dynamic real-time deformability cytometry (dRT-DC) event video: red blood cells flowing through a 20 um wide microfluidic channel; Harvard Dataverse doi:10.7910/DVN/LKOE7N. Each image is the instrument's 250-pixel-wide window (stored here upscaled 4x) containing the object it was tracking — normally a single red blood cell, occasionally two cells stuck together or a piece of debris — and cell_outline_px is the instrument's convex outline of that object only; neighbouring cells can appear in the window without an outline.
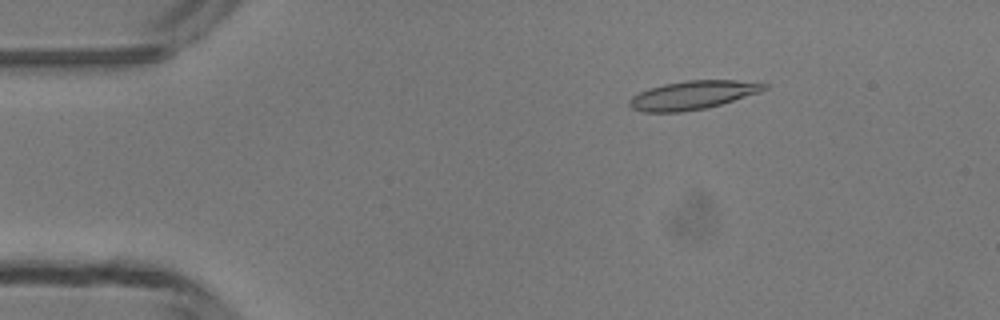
{"species": "common noctule bat (a hibernating species)", "species_latin": "Nyctalus noctula", "temperature_condition": "room temperature", "stored_images_in_passage": 48, "camera_frame_rate_fps": 3000, "um_per_image_px": 0.085, "animal": {"sex": "male", "body_mass_g": 13.3}, "frame": {"image": 1, "passage_image": 8, "time_ms": 2.333, "image_size_px": [1000, 320], "cell_outline_px": [[768, 88], [760, 92], [708, 108], [680, 112], [644, 112], [632, 108], [628, 104], [628, 100], [632, 96], [648, 88], [664, 84], [688, 80], [736, 80], [768, 84]], "centroid_in_image_um": [58.87, 8.08], "position_along_channel_um": 26.1, "area_um2": 22.43}}
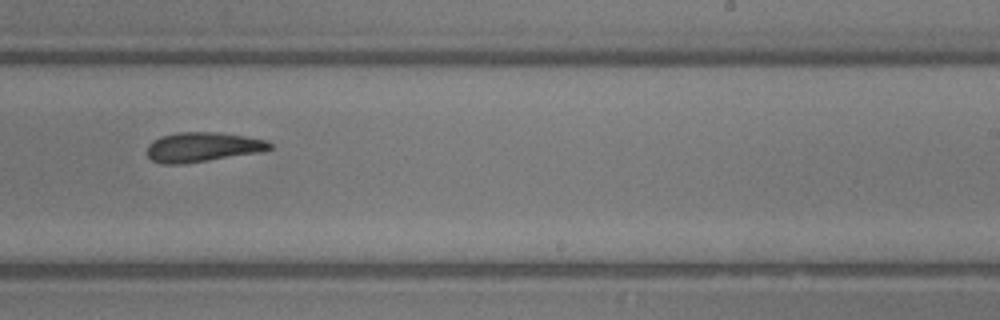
{"frame": {"image": 2, "passage_image": 30, "time_ms": 9.667, "image_size_px": [1000, 320], "cell_outline_px": [[272, 148], [256, 152], [184, 164], [160, 164], [152, 160], [148, 156], [148, 144], [152, 140], [160, 136], [180, 132], [216, 132], [244, 136], [268, 140], [272, 144]], "centroid_in_image_um": [17.17, 12.49], "position_along_channel_um": 271.8, "area_um2": 20.98}}
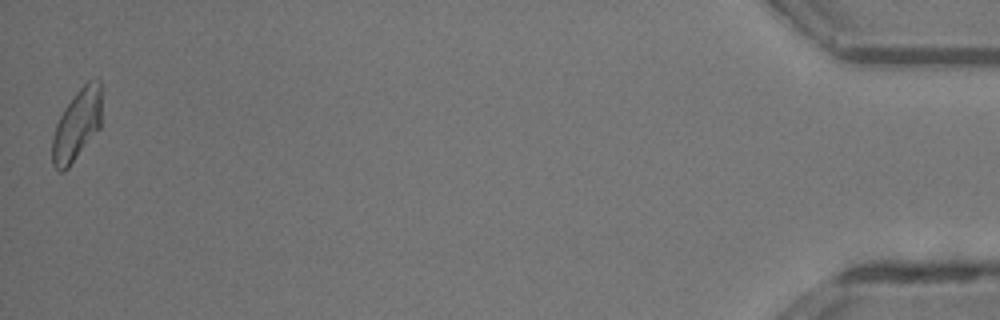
{"frame": {"image": 3, "passage_image": 48, "time_ms": 15.667, "image_size_px": [1000, 320], "cell_outline_px": [[100, 128], [68, 168], [64, 172], [60, 172], [52, 164], [52, 136], [56, 124], [60, 116], [76, 92], [88, 80], [96, 76], [100, 80]], "centroid_in_image_um": [6.53, 10.62], "position_along_channel_um": 428.7, "area_um2": 20.35}, "authors_computed_cell_mechanics": {"area_um2": 21.6172, "velocity_mm_per_s": 4.2745, "shape_relaxation_time_tau1_ms": 9.3321, "shape_relaxation_time_tau2_ms": 6.8619, "deformation_change_tau1": 0.2635, "deformation_change_tau2": 0.1874}}